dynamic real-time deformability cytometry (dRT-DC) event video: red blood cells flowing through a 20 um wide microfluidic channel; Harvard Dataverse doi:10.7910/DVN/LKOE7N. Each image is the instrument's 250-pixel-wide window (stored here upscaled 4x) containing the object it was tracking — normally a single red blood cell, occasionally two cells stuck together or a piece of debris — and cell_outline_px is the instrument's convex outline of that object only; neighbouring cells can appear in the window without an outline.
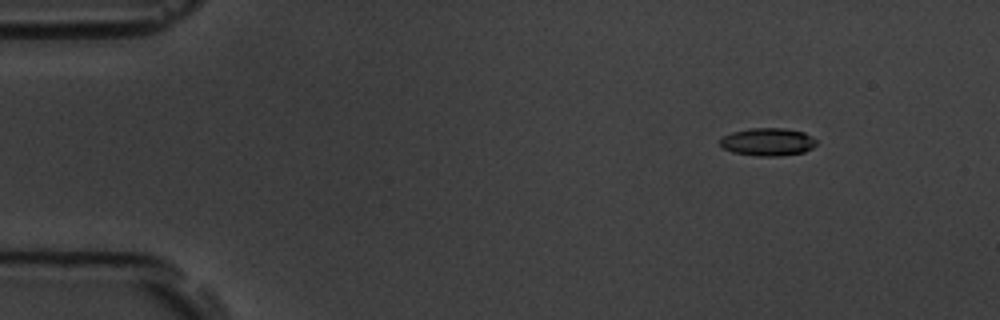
{"species": "common noctule bat (a hibernating species)", "species_latin": "Nyctalus noctula", "temperature_condition": "room temperature", "stored_images_in_passage": 5, "camera_frame_rate_fps": 3000, "um_per_image_px": 0.085, "animal": {"sex": "male", "body_mass_g": 19.5, "forearm_length_mm": 54.6}, "frame": {"image": 1, "passage_image": 3, "time_ms": 2.333, "image_size_px": [1000, 320], "cell_outline_px": [[816, 144], [812, 148], [804, 152], [780, 156], [756, 156], [732, 152], [724, 148], [720, 144], [720, 140], [724, 136], [732, 132], [752, 128], [784, 128], [804, 132], [812, 136], [816, 140]], "centroid_in_image_um": [65.28, 12.06], "position_along_channel_um": 19.7, "area_um2": 15.61}}
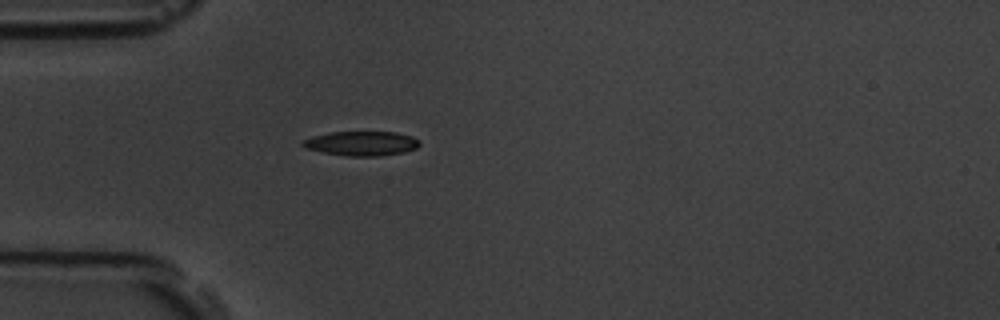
{"frame": {"image": 2, "passage_image": 5, "time_ms": 5.667, "image_size_px": [1000, 320], "cell_outline_px": [[420, 144], [416, 148], [404, 152], [380, 156], [348, 156], [324, 152], [304, 148], [300, 144], [304, 140], [312, 136], [328, 132], [396, 132], [412, 136], [420, 140]], "centroid_in_image_um": [30.73, 12.19], "position_along_channel_um": 54.3, "area_um2": 16.7}}